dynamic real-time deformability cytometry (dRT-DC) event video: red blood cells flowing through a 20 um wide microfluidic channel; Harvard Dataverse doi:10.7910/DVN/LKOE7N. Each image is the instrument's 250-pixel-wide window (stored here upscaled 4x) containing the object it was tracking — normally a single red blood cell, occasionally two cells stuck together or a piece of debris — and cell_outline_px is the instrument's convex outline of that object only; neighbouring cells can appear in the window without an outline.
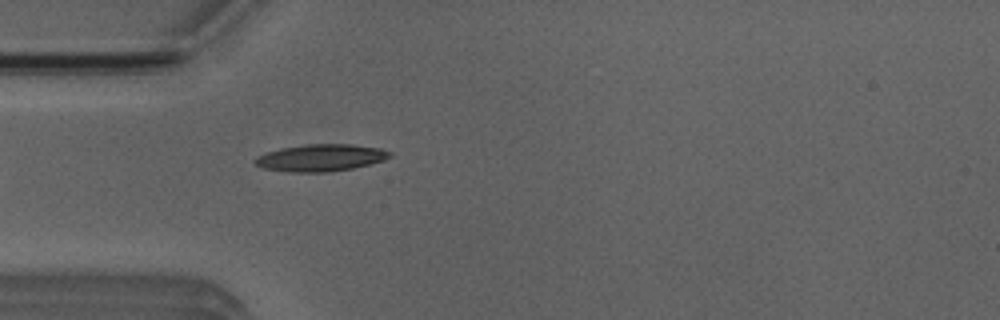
{"species": "Egyptian fruit bat (a non-hibernating species)", "species_latin": "Rousettus aegyptiacus", "temperature_condition": "room temperature", "stored_images_in_passage": 4, "camera_frame_rate_fps": 3000, "um_per_image_px": 0.085, "animal": {"sex": "male"}, "frame": {"image": 1, "passage_image": 4, "time_ms": 4.667, "image_size_px": [1000, 320], "cell_outline_px": [[392, 156], [384, 160], [372, 164], [352, 168], [324, 172], [288, 172], [264, 168], [256, 164], [252, 160], [256, 156], [264, 152], [280, 148], [308, 144], [352, 144], [380, 148], [392, 152]], "centroid_in_image_um": [27.25, 13.4], "position_along_channel_um": 57.7, "area_um2": 21.39}}